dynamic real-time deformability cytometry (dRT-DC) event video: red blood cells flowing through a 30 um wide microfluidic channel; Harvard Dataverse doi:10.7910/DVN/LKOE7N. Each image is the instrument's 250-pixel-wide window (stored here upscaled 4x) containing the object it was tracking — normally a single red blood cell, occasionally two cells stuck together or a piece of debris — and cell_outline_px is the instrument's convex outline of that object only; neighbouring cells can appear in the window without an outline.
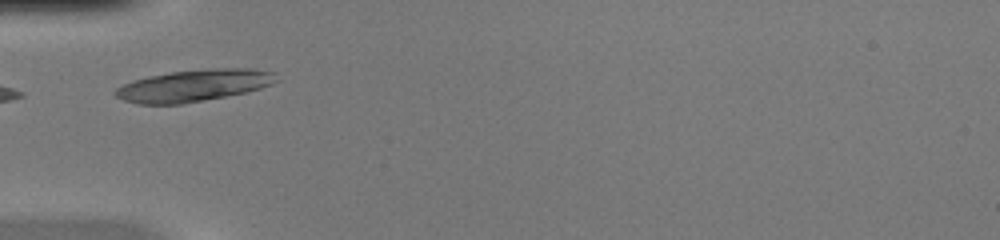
{"species": "common noctule bat (a hibernating species)", "species_latin": "Nyctalus noctula", "temperature_condition": "warm", "stored_images_in_passage": 34, "camera_frame_rate_fps": 3000, "um_per_image_px": 0.085, "animal": {"sex": "female", "body_mass_g": 20.0, "forearm_length_mm": 54.0}, "frame": {"image": 1, "passage_image": 1, "time_ms": 0.0, "image_size_px": [1000, 240], "cell_outline_px": [[276, 80], [272, 84], [248, 92], [180, 104], [140, 104], [124, 100], [116, 96], [112, 92], [116, 88], [132, 80], [148, 76], [172, 72], [216, 68], [252, 68], [272, 72]], "centroid_in_image_um": [16.44, 7.27], "position_along_channel_um": 68.6, "area_um2": 29.59}}
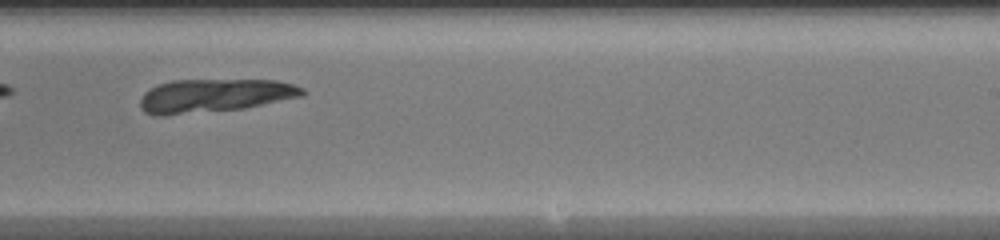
{"frame": {"image": 2, "passage_image": 16, "time_ms": 5.0, "image_size_px": [1000, 240], "cell_outline_px": [[308, 92], [304, 96], [244, 108], [164, 116], [156, 116], [144, 112], [140, 108], [140, 100], [144, 92], [160, 84], [172, 80], [276, 80], [292, 84], [304, 88]], "centroid_in_image_um": [18.24, 8.13], "position_along_channel_um": 270.8, "area_um2": 31.73}}
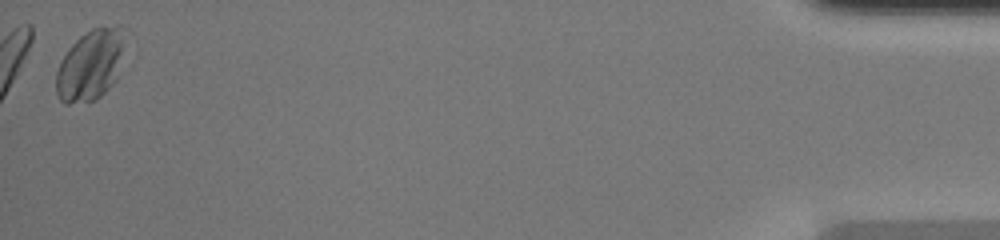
{"frame": {"image": 3, "passage_image": 34, "time_ms": 11.0, "image_size_px": [1000, 240], "cell_outline_px": [[132, 32], [116, 80], [96, 100], [68, 104], [64, 104], [60, 100], [56, 92], [56, 72], [60, 60], [68, 48], [80, 36], [92, 28], [116, 24], [124, 24]], "centroid_in_image_um": [7.8, 5.42], "position_along_channel_um": 427.4, "area_um2": 29.88}, "authors_computed_cell_mechanics": {"area_um2": 29.5936, "velocity_mm_per_s": 4.0626, "shape_relaxation_time_tau1_ms": null, "shape_relaxation_time_tau2_ms": 1.2443, "deformation_change_tau1": null, "deformation_change_tau2": 0.0557}}